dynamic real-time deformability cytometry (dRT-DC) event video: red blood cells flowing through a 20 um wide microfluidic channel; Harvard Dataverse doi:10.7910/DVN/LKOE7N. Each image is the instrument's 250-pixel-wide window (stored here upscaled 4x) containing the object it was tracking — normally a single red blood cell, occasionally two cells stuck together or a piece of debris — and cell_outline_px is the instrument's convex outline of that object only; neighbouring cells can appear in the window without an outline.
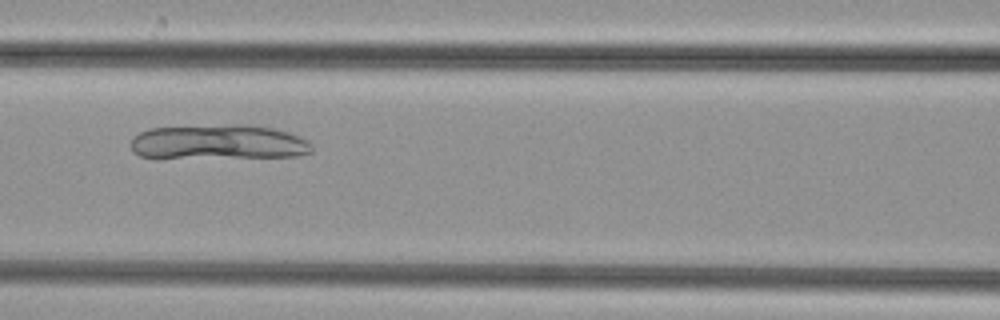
{"species": "common noctule bat (a hibernating species)", "species_latin": "Nyctalus noctula", "temperature_condition": "cold", "stored_images_in_passage": 51, "camera_frame_rate_fps": 3000, "um_per_image_px": 0.085, "animal": {"sex": "female", "body_mass_g": 29.2, "forearm_length_mm": 56.3}, "frame": {"image": 1, "passage_image": 23, "time_ms": 7.333, "image_size_px": [1000, 320], "cell_outline_px": [[312, 152], [300, 156], [156, 160], [140, 156], [132, 152], [128, 144], [132, 136], [148, 128], [232, 124], [248, 124], [276, 128], [300, 136], [308, 140], [312, 144]], "centroid_in_image_um": [18.49, 12.12], "position_along_channel_um": 148.1, "area_um2": 38.61}}
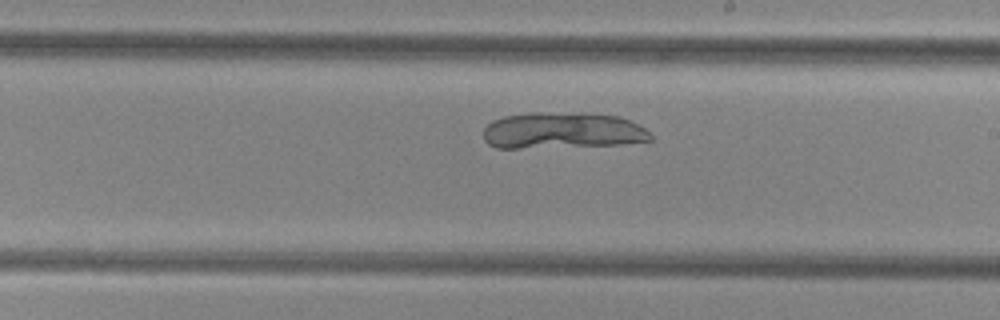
{"frame": {"image": 2, "passage_image": 30, "time_ms": 9.667, "image_size_px": [1000, 320], "cell_outline_px": [[652, 140], [620, 144], [520, 148], [496, 148], [488, 144], [484, 140], [484, 128], [492, 120], [504, 116], [528, 112], [588, 112], [620, 116], [644, 128], [652, 136]], "centroid_in_image_um": [47.77, 11.08], "position_along_channel_um": 241.2, "area_um2": 35.66}}
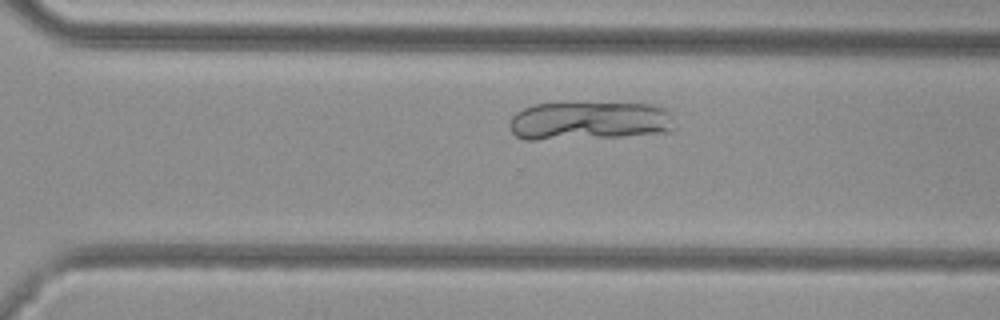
{"frame": {"image": 3, "passage_image": 36, "time_ms": 11.667, "image_size_px": [1000, 320], "cell_outline_px": [[672, 132], [620, 136], [536, 140], [524, 140], [516, 136], [512, 132], [508, 124], [512, 116], [516, 112], [532, 104], [652, 104], [664, 108], [668, 112], [672, 128]], "centroid_in_image_um": [50.02, 10.28], "position_along_channel_um": 320.6, "area_um2": 36.53}}